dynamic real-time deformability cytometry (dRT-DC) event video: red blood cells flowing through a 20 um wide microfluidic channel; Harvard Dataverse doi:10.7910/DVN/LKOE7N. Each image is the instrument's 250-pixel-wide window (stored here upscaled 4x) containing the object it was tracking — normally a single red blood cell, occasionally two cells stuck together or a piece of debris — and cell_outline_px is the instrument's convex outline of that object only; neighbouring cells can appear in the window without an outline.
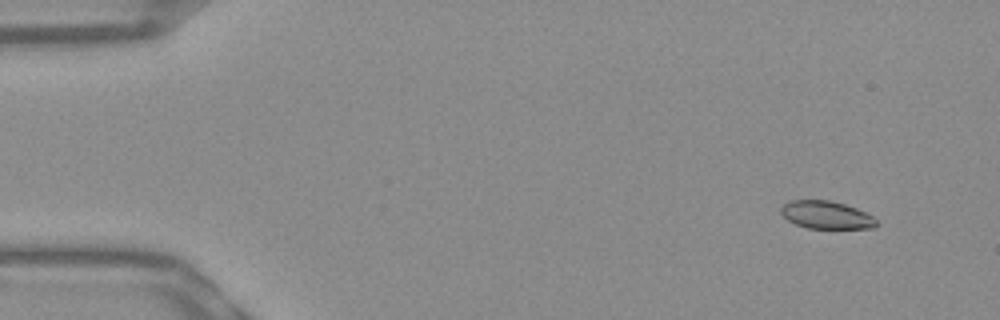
{"species": "Egyptian fruit bat (a non-hibernating species)", "species_latin": "Rousettus aegyptiacus", "temperature_condition": "warm", "stored_images_in_passage": 53, "camera_frame_rate_fps": 3000, "um_per_image_px": 0.085, "frame": {"image": 1, "passage_image": 4, "time_ms": 1.0, "image_size_px": [1000, 320], "cell_outline_px": [[880, 224], [876, 228], [808, 228], [796, 224], [788, 220], [780, 212], [780, 208], [788, 200], [828, 200], [844, 204], [856, 208], [872, 216]], "centroid_in_image_um": [70.24, 18.27], "position_along_channel_um": 14.8, "area_um2": 15.43}}
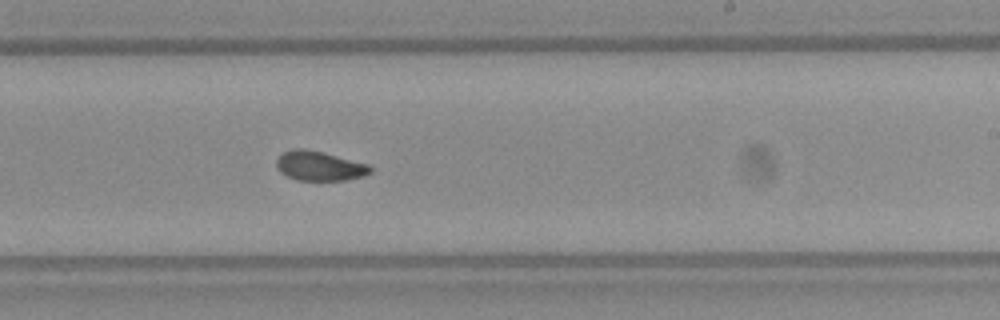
{"frame": {"image": 2, "passage_image": 32, "time_ms": 10.333, "image_size_px": [1000, 320], "cell_outline_px": [[372, 172], [364, 176], [344, 180], [296, 180], [280, 172], [276, 168], [276, 160], [284, 152], [296, 148], [300, 148], [320, 152], [368, 164], [372, 168]], "centroid_in_image_um": [27.15, 14.12], "position_along_channel_um": 261.9, "area_um2": 15.9}}
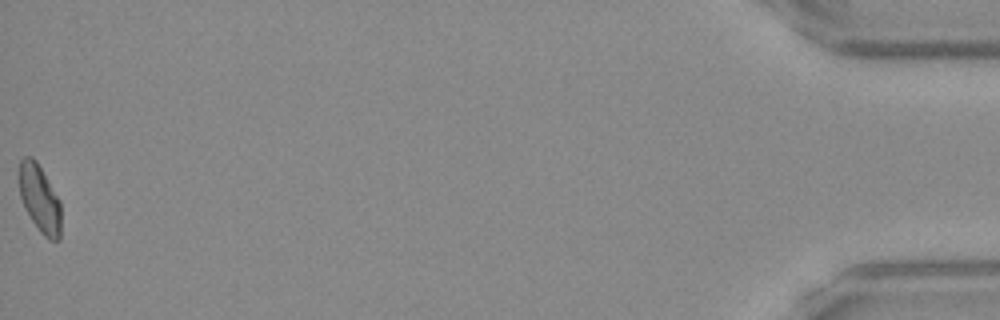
{"frame": {"image": 3, "passage_image": 53, "time_ms": 17.333, "image_size_px": [1000, 320], "cell_outline_px": [[60, 240], [48, 240], [40, 232], [24, 208], [20, 196], [16, 176], [20, 160], [24, 156], [32, 156], [36, 160], [60, 200]], "centroid_in_image_um": [3.32, 16.84], "position_along_channel_um": 431.9, "area_um2": 16.88}, "authors_computed_cell_mechanics": {"area_um2": 16.473, "velocity_mm_per_s": 3.8476, "shape_relaxation_time_tau1_ms": 7.619, "shape_relaxation_time_tau2_ms": 1.9004, "deformation_change_tau1": 0.1866, "deformation_change_tau2": 0.0562}}